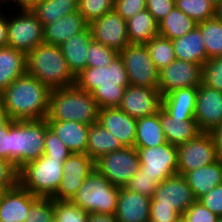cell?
<instances>
[{"label": "cell", "mask_w": 222, "mask_h": 222, "mask_svg": "<svg viewBox=\"0 0 222 222\" xmlns=\"http://www.w3.org/2000/svg\"><path fill=\"white\" fill-rule=\"evenodd\" d=\"M172 45L175 57L178 60L203 66L208 59L202 33L198 26L186 35L172 40Z\"/></svg>", "instance_id": "27"}, {"label": "cell", "mask_w": 222, "mask_h": 222, "mask_svg": "<svg viewBox=\"0 0 222 222\" xmlns=\"http://www.w3.org/2000/svg\"><path fill=\"white\" fill-rule=\"evenodd\" d=\"M50 94L48 86L25 73L0 93V99L10 120H42L48 114Z\"/></svg>", "instance_id": "1"}, {"label": "cell", "mask_w": 222, "mask_h": 222, "mask_svg": "<svg viewBox=\"0 0 222 222\" xmlns=\"http://www.w3.org/2000/svg\"><path fill=\"white\" fill-rule=\"evenodd\" d=\"M30 191L19 183L12 189L5 190L0 198V220L8 222H23L37 199Z\"/></svg>", "instance_id": "20"}, {"label": "cell", "mask_w": 222, "mask_h": 222, "mask_svg": "<svg viewBox=\"0 0 222 222\" xmlns=\"http://www.w3.org/2000/svg\"><path fill=\"white\" fill-rule=\"evenodd\" d=\"M26 73V53L10 46L0 47V93Z\"/></svg>", "instance_id": "29"}, {"label": "cell", "mask_w": 222, "mask_h": 222, "mask_svg": "<svg viewBox=\"0 0 222 222\" xmlns=\"http://www.w3.org/2000/svg\"><path fill=\"white\" fill-rule=\"evenodd\" d=\"M97 122L112 133L124 147H134L137 119L119 107H105L99 110Z\"/></svg>", "instance_id": "19"}, {"label": "cell", "mask_w": 222, "mask_h": 222, "mask_svg": "<svg viewBox=\"0 0 222 222\" xmlns=\"http://www.w3.org/2000/svg\"><path fill=\"white\" fill-rule=\"evenodd\" d=\"M119 190L95 169L70 201L88 214H115Z\"/></svg>", "instance_id": "7"}, {"label": "cell", "mask_w": 222, "mask_h": 222, "mask_svg": "<svg viewBox=\"0 0 222 222\" xmlns=\"http://www.w3.org/2000/svg\"><path fill=\"white\" fill-rule=\"evenodd\" d=\"M145 9L146 0H115L114 2V10L126 21Z\"/></svg>", "instance_id": "47"}, {"label": "cell", "mask_w": 222, "mask_h": 222, "mask_svg": "<svg viewBox=\"0 0 222 222\" xmlns=\"http://www.w3.org/2000/svg\"><path fill=\"white\" fill-rule=\"evenodd\" d=\"M194 118L201 132H211L222 124V91L203 83L197 87Z\"/></svg>", "instance_id": "18"}, {"label": "cell", "mask_w": 222, "mask_h": 222, "mask_svg": "<svg viewBox=\"0 0 222 222\" xmlns=\"http://www.w3.org/2000/svg\"><path fill=\"white\" fill-rule=\"evenodd\" d=\"M129 85L125 65L119 54L108 66L86 67L75 76V86L90 93L100 109L118 107Z\"/></svg>", "instance_id": "2"}, {"label": "cell", "mask_w": 222, "mask_h": 222, "mask_svg": "<svg viewBox=\"0 0 222 222\" xmlns=\"http://www.w3.org/2000/svg\"><path fill=\"white\" fill-rule=\"evenodd\" d=\"M208 58L222 56V21L217 17L198 23Z\"/></svg>", "instance_id": "35"}, {"label": "cell", "mask_w": 222, "mask_h": 222, "mask_svg": "<svg viewBox=\"0 0 222 222\" xmlns=\"http://www.w3.org/2000/svg\"><path fill=\"white\" fill-rule=\"evenodd\" d=\"M140 159L135 147H123L102 155L95 161V169L115 186L125 187L140 170Z\"/></svg>", "instance_id": "8"}, {"label": "cell", "mask_w": 222, "mask_h": 222, "mask_svg": "<svg viewBox=\"0 0 222 222\" xmlns=\"http://www.w3.org/2000/svg\"><path fill=\"white\" fill-rule=\"evenodd\" d=\"M175 7V0H146V9L159 23Z\"/></svg>", "instance_id": "49"}, {"label": "cell", "mask_w": 222, "mask_h": 222, "mask_svg": "<svg viewBox=\"0 0 222 222\" xmlns=\"http://www.w3.org/2000/svg\"><path fill=\"white\" fill-rule=\"evenodd\" d=\"M117 54L116 50L92 39L87 52V67L108 66Z\"/></svg>", "instance_id": "40"}, {"label": "cell", "mask_w": 222, "mask_h": 222, "mask_svg": "<svg viewBox=\"0 0 222 222\" xmlns=\"http://www.w3.org/2000/svg\"><path fill=\"white\" fill-rule=\"evenodd\" d=\"M160 183L161 181L157 177L144 174V172L140 169L134 177L130 179L125 188L152 198L158 184Z\"/></svg>", "instance_id": "43"}, {"label": "cell", "mask_w": 222, "mask_h": 222, "mask_svg": "<svg viewBox=\"0 0 222 222\" xmlns=\"http://www.w3.org/2000/svg\"><path fill=\"white\" fill-rule=\"evenodd\" d=\"M198 26V23L180 9L174 7L170 13L158 23L159 35L171 41L180 38Z\"/></svg>", "instance_id": "33"}, {"label": "cell", "mask_w": 222, "mask_h": 222, "mask_svg": "<svg viewBox=\"0 0 222 222\" xmlns=\"http://www.w3.org/2000/svg\"><path fill=\"white\" fill-rule=\"evenodd\" d=\"M114 2L115 0H78V11L90 24L93 20L114 10Z\"/></svg>", "instance_id": "39"}, {"label": "cell", "mask_w": 222, "mask_h": 222, "mask_svg": "<svg viewBox=\"0 0 222 222\" xmlns=\"http://www.w3.org/2000/svg\"><path fill=\"white\" fill-rule=\"evenodd\" d=\"M202 83L222 91V56L208 58L202 66Z\"/></svg>", "instance_id": "42"}, {"label": "cell", "mask_w": 222, "mask_h": 222, "mask_svg": "<svg viewBox=\"0 0 222 222\" xmlns=\"http://www.w3.org/2000/svg\"><path fill=\"white\" fill-rule=\"evenodd\" d=\"M217 222H222V218H219Z\"/></svg>", "instance_id": "62"}, {"label": "cell", "mask_w": 222, "mask_h": 222, "mask_svg": "<svg viewBox=\"0 0 222 222\" xmlns=\"http://www.w3.org/2000/svg\"><path fill=\"white\" fill-rule=\"evenodd\" d=\"M9 5V4H11V0H0V8H1V6L3 5V6H7V5Z\"/></svg>", "instance_id": "58"}, {"label": "cell", "mask_w": 222, "mask_h": 222, "mask_svg": "<svg viewBox=\"0 0 222 222\" xmlns=\"http://www.w3.org/2000/svg\"><path fill=\"white\" fill-rule=\"evenodd\" d=\"M175 222H187L183 216H180Z\"/></svg>", "instance_id": "60"}, {"label": "cell", "mask_w": 222, "mask_h": 222, "mask_svg": "<svg viewBox=\"0 0 222 222\" xmlns=\"http://www.w3.org/2000/svg\"><path fill=\"white\" fill-rule=\"evenodd\" d=\"M1 11V8H0ZM8 13L4 11L0 12V47L8 46V36H7V28H8Z\"/></svg>", "instance_id": "52"}, {"label": "cell", "mask_w": 222, "mask_h": 222, "mask_svg": "<svg viewBox=\"0 0 222 222\" xmlns=\"http://www.w3.org/2000/svg\"><path fill=\"white\" fill-rule=\"evenodd\" d=\"M0 157L9 161V122L0 128Z\"/></svg>", "instance_id": "51"}, {"label": "cell", "mask_w": 222, "mask_h": 222, "mask_svg": "<svg viewBox=\"0 0 222 222\" xmlns=\"http://www.w3.org/2000/svg\"><path fill=\"white\" fill-rule=\"evenodd\" d=\"M49 128L72 153H86L89 124L76 121H47Z\"/></svg>", "instance_id": "24"}, {"label": "cell", "mask_w": 222, "mask_h": 222, "mask_svg": "<svg viewBox=\"0 0 222 222\" xmlns=\"http://www.w3.org/2000/svg\"><path fill=\"white\" fill-rule=\"evenodd\" d=\"M92 34L89 26L82 32L73 35L59 47L74 76L87 67V52Z\"/></svg>", "instance_id": "25"}, {"label": "cell", "mask_w": 222, "mask_h": 222, "mask_svg": "<svg viewBox=\"0 0 222 222\" xmlns=\"http://www.w3.org/2000/svg\"><path fill=\"white\" fill-rule=\"evenodd\" d=\"M195 201L185 177L175 174L158 184L150 205L174 207L182 215Z\"/></svg>", "instance_id": "16"}, {"label": "cell", "mask_w": 222, "mask_h": 222, "mask_svg": "<svg viewBox=\"0 0 222 222\" xmlns=\"http://www.w3.org/2000/svg\"><path fill=\"white\" fill-rule=\"evenodd\" d=\"M166 141L161 123L159 111L156 114L137 119L136 140L134 147H154L164 144Z\"/></svg>", "instance_id": "32"}, {"label": "cell", "mask_w": 222, "mask_h": 222, "mask_svg": "<svg viewBox=\"0 0 222 222\" xmlns=\"http://www.w3.org/2000/svg\"><path fill=\"white\" fill-rule=\"evenodd\" d=\"M146 46L158 71L167 67L176 59L172 41L168 38L157 35L147 42Z\"/></svg>", "instance_id": "36"}, {"label": "cell", "mask_w": 222, "mask_h": 222, "mask_svg": "<svg viewBox=\"0 0 222 222\" xmlns=\"http://www.w3.org/2000/svg\"><path fill=\"white\" fill-rule=\"evenodd\" d=\"M23 222H55L54 199L38 197L32 204Z\"/></svg>", "instance_id": "41"}, {"label": "cell", "mask_w": 222, "mask_h": 222, "mask_svg": "<svg viewBox=\"0 0 222 222\" xmlns=\"http://www.w3.org/2000/svg\"><path fill=\"white\" fill-rule=\"evenodd\" d=\"M219 158L222 159V124L215 127L211 132Z\"/></svg>", "instance_id": "55"}, {"label": "cell", "mask_w": 222, "mask_h": 222, "mask_svg": "<svg viewBox=\"0 0 222 222\" xmlns=\"http://www.w3.org/2000/svg\"><path fill=\"white\" fill-rule=\"evenodd\" d=\"M130 85L158 88L159 71L146 44H129L119 52Z\"/></svg>", "instance_id": "10"}, {"label": "cell", "mask_w": 222, "mask_h": 222, "mask_svg": "<svg viewBox=\"0 0 222 222\" xmlns=\"http://www.w3.org/2000/svg\"><path fill=\"white\" fill-rule=\"evenodd\" d=\"M175 7L197 23L216 17V6L209 0H175Z\"/></svg>", "instance_id": "37"}, {"label": "cell", "mask_w": 222, "mask_h": 222, "mask_svg": "<svg viewBox=\"0 0 222 222\" xmlns=\"http://www.w3.org/2000/svg\"><path fill=\"white\" fill-rule=\"evenodd\" d=\"M202 83V66L175 59L159 71L158 89L165 95L175 89L198 87Z\"/></svg>", "instance_id": "14"}, {"label": "cell", "mask_w": 222, "mask_h": 222, "mask_svg": "<svg viewBox=\"0 0 222 222\" xmlns=\"http://www.w3.org/2000/svg\"><path fill=\"white\" fill-rule=\"evenodd\" d=\"M197 87L175 89L162 96V108L171 117H194Z\"/></svg>", "instance_id": "28"}, {"label": "cell", "mask_w": 222, "mask_h": 222, "mask_svg": "<svg viewBox=\"0 0 222 222\" xmlns=\"http://www.w3.org/2000/svg\"><path fill=\"white\" fill-rule=\"evenodd\" d=\"M17 13V14H16ZM8 46L28 53L44 43L43 25L31 10H17L8 15Z\"/></svg>", "instance_id": "9"}, {"label": "cell", "mask_w": 222, "mask_h": 222, "mask_svg": "<svg viewBox=\"0 0 222 222\" xmlns=\"http://www.w3.org/2000/svg\"><path fill=\"white\" fill-rule=\"evenodd\" d=\"M44 145V154L49 158H60V160H66L72 154L68 147L50 128L46 131Z\"/></svg>", "instance_id": "44"}, {"label": "cell", "mask_w": 222, "mask_h": 222, "mask_svg": "<svg viewBox=\"0 0 222 222\" xmlns=\"http://www.w3.org/2000/svg\"><path fill=\"white\" fill-rule=\"evenodd\" d=\"M192 190L195 200L210 192L215 186L222 184V159L186 172L183 175Z\"/></svg>", "instance_id": "26"}, {"label": "cell", "mask_w": 222, "mask_h": 222, "mask_svg": "<svg viewBox=\"0 0 222 222\" xmlns=\"http://www.w3.org/2000/svg\"><path fill=\"white\" fill-rule=\"evenodd\" d=\"M140 169L161 182L178 174V149L169 142L154 147H139Z\"/></svg>", "instance_id": "12"}, {"label": "cell", "mask_w": 222, "mask_h": 222, "mask_svg": "<svg viewBox=\"0 0 222 222\" xmlns=\"http://www.w3.org/2000/svg\"><path fill=\"white\" fill-rule=\"evenodd\" d=\"M9 121H10V118L8 114L6 113L0 99V128L4 127Z\"/></svg>", "instance_id": "56"}, {"label": "cell", "mask_w": 222, "mask_h": 222, "mask_svg": "<svg viewBox=\"0 0 222 222\" xmlns=\"http://www.w3.org/2000/svg\"><path fill=\"white\" fill-rule=\"evenodd\" d=\"M48 129L46 119L9 121V161L18 170L44 154Z\"/></svg>", "instance_id": "5"}, {"label": "cell", "mask_w": 222, "mask_h": 222, "mask_svg": "<svg viewBox=\"0 0 222 222\" xmlns=\"http://www.w3.org/2000/svg\"><path fill=\"white\" fill-rule=\"evenodd\" d=\"M178 174L199 169L219 159L214 139L210 132H201L194 139L177 146Z\"/></svg>", "instance_id": "11"}, {"label": "cell", "mask_w": 222, "mask_h": 222, "mask_svg": "<svg viewBox=\"0 0 222 222\" xmlns=\"http://www.w3.org/2000/svg\"><path fill=\"white\" fill-rule=\"evenodd\" d=\"M3 192H4V190L0 188V198H1Z\"/></svg>", "instance_id": "61"}, {"label": "cell", "mask_w": 222, "mask_h": 222, "mask_svg": "<svg viewBox=\"0 0 222 222\" xmlns=\"http://www.w3.org/2000/svg\"><path fill=\"white\" fill-rule=\"evenodd\" d=\"M31 11L44 26L78 11V0H41Z\"/></svg>", "instance_id": "34"}, {"label": "cell", "mask_w": 222, "mask_h": 222, "mask_svg": "<svg viewBox=\"0 0 222 222\" xmlns=\"http://www.w3.org/2000/svg\"><path fill=\"white\" fill-rule=\"evenodd\" d=\"M197 201L219 218H222V184L215 186L210 192L200 197Z\"/></svg>", "instance_id": "48"}, {"label": "cell", "mask_w": 222, "mask_h": 222, "mask_svg": "<svg viewBox=\"0 0 222 222\" xmlns=\"http://www.w3.org/2000/svg\"><path fill=\"white\" fill-rule=\"evenodd\" d=\"M122 111L135 119L156 114L162 107V95L158 88L129 85L124 92Z\"/></svg>", "instance_id": "17"}, {"label": "cell", "mask_w": 222, "mask_h": 222, "mask_svg": "<svg viewBox=\"0 0 222 222\" xmlns=\"http://www.w3.org/2000/svg\"><path fill=\"white\" fill-rule=\"evenodd\" d=\"M212 2L216 7L222 2V0H209Z\"/></svg>", "instance_id": "59"}, {"label": "cell", "mask_w": 222, "mask_h": 222, "mask_svg": "<svg viewBox=\"0 0 222 222\" xmlns=\"http://www.w3.org/2000/svg\"><path fill=\"white\" fill-rule=\"evenodd\" d=\"M26 73L34 76L51 90L75 85L59 46L42 43L26 53Z\"/></svg>", "instance_id": "3"}, {"label": "cell", "mask_w": 222, "mask_h": 222, "mask_svg": "<svg viewBox=\"0 0 222 222\" xmlns=\"http://www.w3.org/2000/svg\"><path fill=\"white\" fill-rule=\"evenodd\" d=\"M41 0H11L12 10L15 8L19 10H31L34 8ZM15 4V5H14ZM14 6V8H13Z\"/></svg>", "instance_id": "54"}, {"label": "cell", "mask_w": 222, "mask_h": 222, "mask_svg": "<svg viewBox=\"0 0 222 222\" xmlns=\"http://www.w3.org/2000/svg\"><path fill=\"white\" fill-rule=\"evenodd\" d=\"M159 120L167 142L179 146L194 139L201 131L194 117H171L162 107Z\"/></svg>", "instance_id": "23"}, {"label": "cell", "mask_w": 222, "mask_h": 222, "mask_svg": "<svg viewBox=\"0 0 222 222\" xmlns=\"http://www.w3.org/2000/svg\"><path fill=\"white\" fill-rule=\"evenodd\" d=\"M18 175L16 166L0 157V188L5 191L15 187L18 184Z\"/></svg>", "instance_id": "46"}, {"label": "cell", "mask_w": 222, "mask_h": 222, "mask_svg": "<svg viewBox=\"0 0 222 222\" xmlns=\"http://www.w3.org/2000/svg\"><path fill=\"white\" fill-rule=\"evenodd\" d=\"M43 154L19 169L18 183L36 197L52 198L63 179V162Z\"/></svg>", "instance_id": "6"}, {"label": "cell", "mask_w": 222, "mask_h": 222, "mask_svg": "<svg viewBox=\"0 0 222 222\" xmlns=\"http://www.w3.org/2000/svg\"><path fill=\"white\" fill-rule=\"evenodd\" d=\"M89 24L79 11L68 13L43 26L44 43L60 46L73 35L84 31Z\"/></svg>", "instance_id": "22"}, {"label": "cell", "mask_w": 222, "mask_h": 222, "mask_svg": "<svg viewBox=\"0 0 222 222\" xmlns=\"http://www.w3.org/2000/svg\"><path fill=\"white\" fill-rule=\"evenodd\" d=\"M151 198L120 187L117 209L118 222H149Z\"/></svg>", "instance_id": "21"}, {"label": "cell", "mask_w": 222, "mask_h": 222, "mask_svg": "<svg viewBox=\"0 0 222 222\" xmlns=\"http://www.w3.org/2000/svg\"><path fill=\"white\" fill-rule=\"evenodd\" d=\"M95 170V161L86 153H72L63 162V179L54 200H71L85 179Z\"/></svg>", "instance_id": "13"}, {"label": "cell", "mask_w": 222, "mask_h": 222, "mask_svg": "<svg viewBox=\"0 0 222 222\" xmlns=\"http://www.w3.org/2000/svg\"><path fill=\"white\" fill-rule=\"evenodd\" d=\"M88 213L70 200H54L55 222H87Z\"/></svg>", "instance_id": "38"}, {"label": "cell", "mask_w": 222, "mask_h": 222, "mask_svg": "<svg viewBox=\"0 0 222 222\" xmlns=\"http://www.w3.org/2000/svg\"><path fill=\"white\" fill-rule=\"evenodd\" d=\"M216 17L222 21V2L216 7Z\"/></svg>", "instance_id": "57"}, {"label": "cell", "mask_w": 222, "mask_h": 222, "mask_svg": "<svg viewBox=\"0 0 222 222\" xmlns=\"http://www.w3.org/2000/svg\"><path fill=\"white\" fill-rule=\"evenodd\" d=\"M127 35L130 44H146L159 35L158 23L145 9L127 20Z\"/></svg>", "instance_id": "31"}, {"label": "cell", "mask_w": 222, "mask_h": 222, "mask_svg": "<svg viewBox=\"0 0 222 222\" xmlns=\"http://www.w3.org/2000/svg\"><path fill=\"white\" fill-rule=\"evenodd\" d=\"M87 222H118L115 214L89 213Z\"/></svg>", "instance_id": "53"}, {"label": "cell", "mask_w": 222, "mask_h": 222, "mask_svg": "<svg viewBox=\"0 0 222 222\" xmlns=\"http://www.w3.org/2000/svg\"><path fill=\"white\" fill-rule=\"evenodd\" d=\"M180 216L174 207L150 205L149 222H175Z\"/></svg>", "instance_id": "50"}, {"label": "cell", "mask_w": 222, "mask_h": 222, "mask_svg": "<svg viewBox=\"0 0 222 222\" xmlns=\"http://www.w3.org/2000/svg\"><path fill=\"white\" fill-rule=\"evenodd\" d=\"M92 39L116 50L118 53L130 44L127 35V21L115 10L89 24Z\"/></svg>", "instance_id": "15"}, {"label": "cell", "mask_w": 222, "mask_h": 222, "mask_svg": "<svg viewBox=\"0 0 222 222\" xmlns=\"http://www.w3.org/2000/svg\"><path fill=\"white\" fill-rule=\"evenodd\" d=\"M187 222H217L219 217L199 201H195L183 214Z\"/></svg>", "instance_id": "45"}, {"label": "cell", "mask_w": 222, "mask_h": 222, "mask_svg": "<svg viewBox=\"0 0 222 222\" xmlns=\"http://www.w3.org/2000/svg\"><path fill=\"white\" fill-rule=\"evenodd\" d=\"M99 106L87 91L75 85L51 90L47 121H76L94 124L98 120Z\"/></svg>", "instance_id": "4"}, {"label": "cell", "mask_w": 222, "mask_h": 222, "mask_svg": "<svg viewBox=\"0 0 222 222\" xmlns=\"http://www.w3.org/2000/svg\"><path fill=\"white\" fill-rule=\"evenodd\" d=\"M123 147L121 142L98 122L89 126L86 154L94 161Z\"/></svg>", "instance_id": "30"}]
</instances>
